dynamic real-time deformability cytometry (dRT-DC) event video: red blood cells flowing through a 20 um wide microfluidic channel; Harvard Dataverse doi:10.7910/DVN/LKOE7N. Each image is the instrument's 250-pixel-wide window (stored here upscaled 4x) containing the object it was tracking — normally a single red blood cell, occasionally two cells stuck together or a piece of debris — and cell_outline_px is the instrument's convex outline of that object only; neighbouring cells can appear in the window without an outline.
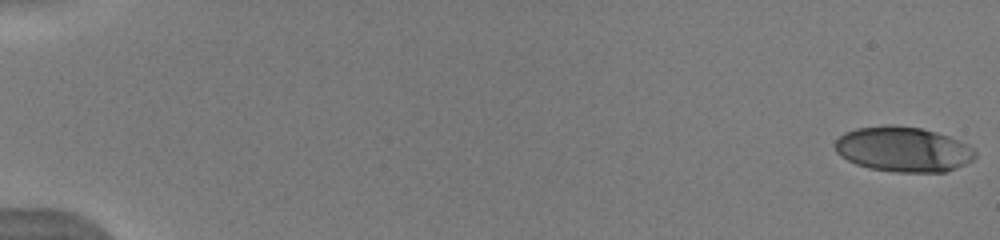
{"species": "human", "species_latin": "Homo sapiens", "temperature_condition": "warm", "stored_images_in_passage": 46, "camera_frame_rate_fps": 3000, "um_per_image_px": 0.085, "donor": {"sex": "male"}, "frame": {"image": 1, "passage_image": 1, "time_ms": 0.0, "image_size_px": [1000, 240], "cell_outline_px": [[976, 156], [972, 160], [956, 168], [944, 172], [896, 172], [868, 168], [856, 164], [840, 156], [836, 152], [832, 144], [844, 132], [856, 128], [884, 124], [892, 124], [920, 128], [936, 132], [948, 136], [972, 148], [976, 152]], "centroid_in_image_um": [76.71, 12.68], "position_along_channel_um": 8.3, "area_um2": 36.93}}
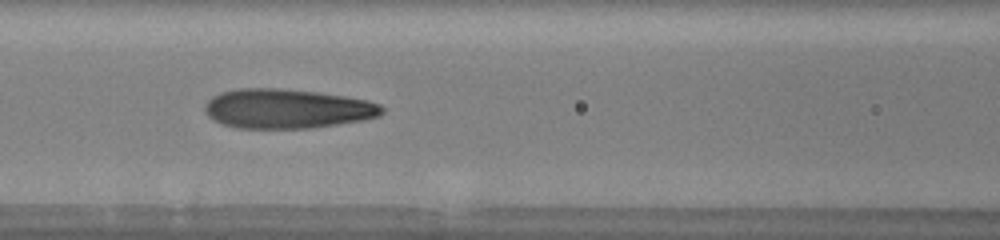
{"frame": {"image": 2, "passage_image": 19, "time_ms": 6.0, "image_size_px": [1000, 240], "cell_outline_px": [[384, 112], [380, 116], [364, 120], [312, 128], [236, 128], [220, 124], [208, 116], [204, 112], [204, 104], [212, 96], [220, 92], [240, 88], [280, 88], [316, 92], [344, 96], [368, 100], [380, 104], [384, 108]], "centroid_in_image_um": [24.38, 9.24], "position_along_channel_um": 142.2, "area_um2": 41.1}}
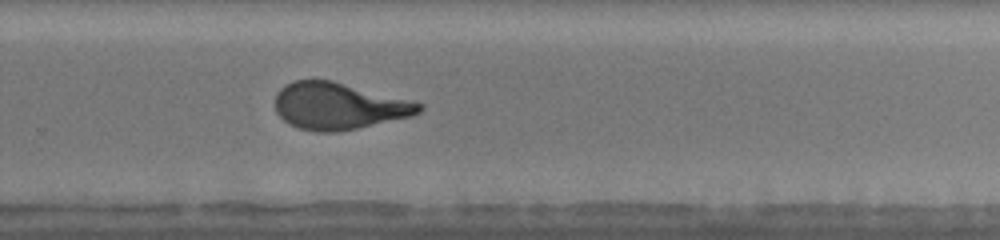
{"frame": {"image": 3, "passage_image": 31, "time_ms": 10.0, "image_size_px": [1000, 240], "cell_outline_px": [[424, 108], [420, 112], [412, 116], [356, 128], [336, 132], [316, 132], [300, 128], [288, 124], [276, 112], [276, 92], [284, 84], [292, 80], [332, 80], [424, 104]], "centroid_in_image_um": [28.76, 9.01], "position_along_channel_um": 301.0, "area_um2": 39.07}, "authors_computed_cell_mechanics": {"area_um2": 39.3329, "velocity_mm_per_s": 3.9849, "shape_relaxation_time_tau1_ms": 5.3491, "shape_relaxation_time_tau2_ms": 0.9744, "deformation_change_tau1": 0.2412, "deformation_change_tau2": 0.0965}}